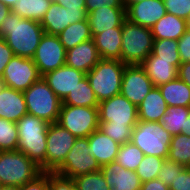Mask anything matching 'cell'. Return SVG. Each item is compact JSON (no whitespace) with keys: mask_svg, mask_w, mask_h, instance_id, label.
<instances>
[{"mask_svg":"<svg viewBox=\"0 0 190 190\" xmlns=\"http://www.w3.org/2000/svg\"><path fill=\"white\" fill-rule=\"evenodd\" d=\"M40 22L21 18L12 11L0 25V37L13 50L15 56L33 58L44 35Z\"/></svg>","mask_w":190,"mask_h":190,"instance_id":"1","label":"cell"},{"mask_svg":"<svg viewBox=\"0 0 190 190\" xmlns=\"http://www.w3.org/2000/svg\"><path fill=\"white\" fill-rule=\"evenodd\" d=\"M19 141L17 150L46 172L47 131L49 123L30 114L16 122Z\"/></svg>","mask_w":190,"mask_h":190,"instance_id":"2","label":"cell"},{"mask_svg":"<svg viewBox=\"0 0 190 190\" xmlns=\"http://www.w3.org/2000/svg\"><path fill=\"white\" fill-rule=\"evenodd\" d=\"M153 42L151 28L125 19L122 23L120 61L126 65H140L152 53Z\"/></svg>","mask_w":190,"mask_h":190,"instance_id":"3","label":"cell"},{"mask_svg":"<svg viewBox=\"0 0 190 190\" xmlns=\"http://www.w3.org/2000/svg\"><path fill=\"white\" fill-rule=\"evenodd\" d=\"M125 66L118 59H100L86 74L99 102L121 93Z\"/></svg>","mask_w":190,"mask_h":190,"instance_id":"4","label":"cell"},{"mask_svg":"<svg viewBox=\"0 0 190 190\" xmlns=\"http://www.w3.org/2000/svg\"><path fill=\"white\" fill-rule=\"evenodd\" d=\"M43 173L41 167L24 153L0 151V182L2 185L20 187Z\"/></svg>","mask_w":190,"mask_h":190,"instance_id":"5","label":"cell"},{"mask_svg":"<svg viewBox=\"0 0 190 190\" xmlns=\"http://www.w3.org/2000/svg\"><path fill=\"white\" fill-rule=\"evenodd\" d=\"M27 112L49 124L57 123L62 100L41 77L23 92Z\"/></svg>","mask_w":190,"mask_h":190,"instance_id":"6","label":"cell"},{"mask_svg":"<svg viewBox=\"0 0 190 190\" xmlns=\"http://www.w3.org/2000/svg\"><path fill=\"white\" fill-rule=\"evenodd\" d=\"M171 134L160 122L138 121L132 130L131 143L146 156L168 158Z\"/></svg>","mask_w":190,"mask_h":190,"instance_id":"7","label":"cell"},{"mask_svg":"<svg viewBox=\"0 0 190 190\" xmlns=\"http://www.w3.org/2000/svg\"><path fill=\"white\" fill-rule=\"evenodd\" d=\"M57 123L76 138L89 137L99 129L98 107L62 104Z\"/></svg>","mask_w":190,"mask_h":190,"instance_id":"8","label":"cell"},{"mask_svg":"<svg viewBox=\"0 0 190 190\" xmlns=\"http://www.w3.org/2000/svg\"><path fill=\"white\" fill-rule=\"evenodd\" d=\"M88 137L77 138L64 162L54 171L62 176H77L100 171L101 166L89 153Z\"/></svg>","mask_w":190,"mask_h":190,"instance_id":"9","label":"cell"},{"mask_svg":"<svg viewBox=\"0 0 190 190\" xmlns=\"http://www.w3.org/2000/svg\"><path fill=\"white\" fill-rule=\"evenodd\" d=\"M99 124H124L136 126L138 123L137 106L121 93L99 102Z\"/></svg>","mask_w":190,"mask_h":190,"instance_id":"10","label":"cell"},{"mask_svg":"<svg viewBox=\"0 0 190 190\" xmlns=\"http://www.w3.org/2000/svg\"><path fill=\"white\" fill-rule=\"evenodd\" d=\"M40 75L33 59L13 56L0 78L1 84L17 91H26Z\"/></svg>","mask_w":190,"mask_h":190,"instance_id":"11","label":"cell"},{"mask_svg":"<svg viewBox=\"0 0 190 190\" xmlns=\"http://www.w3.org/2000/svg\"><path fill=\"white\" fill-rule=\"evenodd\" d=\"M76 139L58 123L49 124L46 138V172H54L64 162Z\"/></svg>","mask_w":190,"mask_h":190,"instance_id":"12","label":"cell"},{"mask_svg":"<svg viewBox=\"0 0 190 190\" xmlns=\"http://www.w3.org/2000/svg\"><path fill=\"white\" fill-rule=\"evenodd\" d=\"M32 59L43 76L65 65L66 49L58 36L44 33Z\"/></svg>","mask_w":190,"mask_h":190,"instance_id":"13","label":"cell"},{"mask_svg":"<svg viewBox=\"0 0 190 190\" xmlns=\"http://www.w3.org/2000/svg\"><path fill=\"white\" fill-rule=\"evenodd\" d=\"M154 84L140 65H126L123 72L121 94L138 106Z\"/></svg>","mask_w":190,"mask_h":190,"instance_id":"14","label":"cell"},{"mask_svg":"<svg viewBox=\"0 0 190 190\" xmlns=\"http://www.w3.org/2000/svg\"><path fill=\"white\" fill-rule=\"evenodd\" d=\"M86 10H72L52 2L40 21L46 34L58 36L68 25L87 19Z\"/></svg>","mask_w":190,"mask_h":190,"instance_id":"15","label":"cell"},{"mask_svg":"<svg viewBox=\"0 0 190 190\" xmlns=\"http://www.w3.org/2000/svg\"><path fill=\"white\" fill-rule=\"evenodd\" d=\"M48 86L63 101L82 79L86 73L76 70L68 65H63L54 71H50L42 76Z\"/></svg>","mask_w":190,"mask_h":190,"instance_id":"16","label":"cell"},{"mask_svg":"<svg viewBox=\"0 0 190 190\" xmlns=\"http://www.w3.org/2000/svg\"><path fill=\"white\" fill-rule=\"evenodd\" d=\"M167 13L163 0H143L126 10V19L143 27L151 28Z\"/></svg>","mask_w":190,"mask_h":190,"instance_id":"17","label":"cell"},{"mask_svg":"<svg viewBox=\"0 0 190 190\" xmlns=\"http://www.w3.org/2000/svg\"><path fill=\"white\" fill-rule=\"evenodd\" d=\"M100 172L109 185V190H140L142 182L135 171L123 168L116 161L102 165Z\"/></svg>","mask_w":190,"mask_h":190,"instance_id":"18","label":"cell"},{"mask_svg":"<svg viewBox=\"0 0 190 190\" xmlns=\"http://www.w3.org/2000/svg\"><path fill=\"white\" fill-rule=\"evenodd\" d=\"M126 19L125 7H102L87 14V21L92 35H97L111 28L122 27Z\"/></svg>","mask_w":190,"mask_h":190,"instance_id":"19","label":"cell"},{"mask_svg":"<svg viewBox=\"0 0 190 190\" xmlns=\"http://www.w3.org/2000/svg\"><path fill=\"white\" fill-rule=\"evenodd\" d=\"M100 59L97 47L90 39L67 50L65 64L87 74Z\"/></svg>","mask_w":190,"mask_h":190,"instance_id":"20","label":"cell"},{"mask_svg":"<svg viewBox=\"0 0 190 190\" xmlns=\"http://www.w3.org/2000/svg\"><path fill=\"white\" fill-rule=\"evenodd\" d=\"M28 114L23 92L0 85V118L18 122Z\"/></svg>","mask_w":190,"mask_h":190,"instance_id":"21","label":"cell"},{"mask_svg":"<svg viewBox=\"0 0 190 190\" xmlns=\"http://www.w3.org/2000/svg\"><path fill=\"white\" fill-rule=\"evenodd\" d=\"M90 155H92L100 166L116 160L120 144L102 133L95 130L89 137Z\"/></svg>","mask_w":190,"mask_h":190,"instance_id":"22","label":"cell"},{"mask_svg":"<svg viewBox=\"0 0 190 190\" xmlns=\"http://www.w3.org/2000/svg\"><path fill=\"white\" fill-rule=\"evenodd\" d=\"M154 86L168 83L177 78L178 68L172 61L158 60L152 53L140 64Z\"/></svg>","mask_w":190,"mask_h":190,"instance_id":"23","label":"cell"},{"mask_svg":"<svg viewBox=\"0 0 190 190\" xmlns=\"http://www.w3.org/2000/svg\"><path fill=\"white\" fill-rule=\"evenodd\" d=\"M167 103L161 91L154 86L145 96L144 100L137 106L138 120L146 122H160L162 116L167 111Z\"/></svg>","mask_w":190,"mask_h":190,"instance_id":"24","label":"cell"},{"mask_svg":"<svg viewBox=\"0 0 190 190\" xmlns=\"http://www.w3.org/2000/svg\"><path fill=\"white\" fill-rule=\"evenodd\" d=\"M92 40L97 47L101 59L120 60L122 44V27L111 28L100 34L92 35Z\"/></svg>","mask_w":190,"mask_h":190,"instance_id":"25","label":"cell"},{"mask_svg":"<svg viewBox=\"0 0 190 190\" xmlns=\"http://www.w3.org/2000/svg\"><path fill=\"white\" fill-rule=\"evenodd\" d=\"M187 30V21L166 13L152 27L154 40L172 39L178 41Z\"/></svg>","mask_w":190,"mask_h":190,"instance_id":"26","label":"cell"},{"mask_svg":"<svg viewBox=\"0 0 190 190\" xmlns=\"http://www.w3.org/2000/svg\"><path fill=\"white\" fill-rule=\"evenodd\" d=\"M167 106L190 107V87L178 77L158 86Z\"/></svg>","mask_w":190,"mask_h":190,"instance_id":"27","label":"cell"},{"mask_svg":"<svg viewBox=\"0 0 190 190\" xmlns=\"http://www.w3.org/2000/svg\"><path fill=\"white\" fill-rule=\"evenodd\" d=\"M60 42L66 51L81 42L92 39L91 28L87 19L68 25L59 35Z\"/></svg>","mask_w":190,"mask_h":190,"instance_id":"28","label":"cell"},{"mask_svg":"<svg viewBox=\"0 0 190 190\" xmlns=\"http://www.w3.org/2000/svg\"><path fill=\"white\" fill-rule=\"evenodd\" d=\"M62 104L85 107H98L99 101L90 86L87 76L62 101Z\"/></svg>","mask_w":190,"mask_h":190,"instance_id":"29","label":"cell"},{"mask_svg":"<svg viewBox=\"0 0 190 190\" xmlns=\"http://www.w3.org/2000/svg\"><path fill=\"white\" fill-rule=\"evenodd\" d=\"M190 116V107L171 106L167 108L160 123L171 136L184 133L186 131V120Z\"/></svg>","mask_w":190,"mask_h":190,"instance_id":"30","label":"cell"},{"mask_svg":"<svg viewBox=\"0 0 190 190\" xmlns=\"http://www.w3.org/2000/svg\"><path fill=\"white\" fill-rule=\"evenodd\" d=\"M51 3L52 0H19L11 10L21 18L40 22Z\"/></svg>","mask_w":190,"mask_h":190,"instance_id":"31","label":"cell"},{"mask_svg":"<svg viewBox=\"0 0 190 190\" xmlns=\"http://www.w3.org/2000/svg\"><path fill=\"white\" fill-rule=\"evenodd\" d=\"M168 159L190 168V136L180 133L171 138Z\"/></svg>","mask_w":190,"mask_h":190,"instance_id":"32","label":"cell"},{"mask_svg":"<svg viewBox=\"0 0 190 190\" xmlns=\"http://www.w3.org/2000/svg\"><path fill=\"white\" fill-rule=\"evenodd\" d=\"M152 54L157 56L158 60L172 61V65L177 68L182 63L178 52V42L176 40H154Z\"/></svg>","mask_w":190,"mask_h":190,"instance_id":"33","label":"cell"},{"mask_svg":"<svg viewBox=\"0 0 190 190\" xmlns=\"http://www.w3.org/2000/svg\"><path fill=\"white\" fill-rule=\"evenodd\" d=\"M144 156V153L136 145L127 142L120 145L115 161L127 170L136 171Z\"/></svg>","mask_w":190,"mask_h":190,"instance_id":"34","label":"cell"},{"mask_svg":"<svg viewBox=\"0 0 190 190\" xmlns=\"http://www.w3.org/2000/svg\"><path fill=\"white\" fill-rule=\"evenodd\" d=\"M18 141L16 122L0 118V151H16Z\"/></svg>","mask_w":190,"mask_h":190,"instance_id":"35","label":"cell"},{"mask_svg":"<svg viewBox=\"0 0 190 190\" xmlns=\"http://www.w3.org/2000/svg\"><path fill=\"white\" fill-rule=\"evenodd\" d=\"M164 160L165 159L157 156L145 155L135 171L141 182L143 183L152 179H157Z\"/></svg>","mask_w":190,"mask_h":190,"instance_id":"36","label":"cell"},{"mask_svg":"<svg viewBox=\"0 0 190 190\" xmlns=\"http://www.w3.org/2000/svg\"><path fill=\"white\" fill-rule=\"evenodd\" d=\"M78 190H109V185L100 171L73 178Z\"/></svg>","mask_w":190,"mask_h":190,"instance_id":"37","label":"cell"},{"mask_svg":"<svg viewBox=\"0 0 190 190\" xmlns=\"http://www.w3.org/2000/svg\"><path fill=\"white\" fill-rule=\"evenodd\" d=\"M134 127L124 124H99V130L120 145L131 141Z\"/></svg>","mask_w":190,"mask_h":190,"instance_id":"38","label":"cell"},{"mask_svg":"<svg viewBox=\"0 0 190 190\" xmlns=\"http://www.w3.org/2000/svg\"><path fill=\"white\" fill-rule=\"evenodd\" d=\"M186 167L169 160L168 158L164 160L161 166V170L158 175V179L166 184L168 187L173 183L177 175L185 169Z\"/></svg>","mask_w":190,"mask_h":190,"instance_id":"39","label":"cell"},{"mask_svg":"<svg viewBox=\"0 0 190 190\" xmlns=\"http://www.w3.org/2000/svg\"><path fill=\"white\" fill-rule=\"evenodd\" d=\"M167 13L184 20L190 16V0H163Z\"/></svg>","mask_w":190,"mask_h":190,"instance_id":"40","label":"cell"},{"mask_svg":"<svg viewBox=\"0 0 190 190\" xmlns=\"http://www.w3.org/2000/svg\"><path fill=\"white\" fill-rule=\"evenodd\" d=\"M49 190H78L73 178L62 176L56 172H48Z\"/></svg>","mask_w":190,"mask_h":190,"instance_id":"41","label":"cell"},{"mask_svg":"<svg viewBox=\"0 0 190 190\" xmlns=\"http://www.w3.org/2000/svg\"><path fill=\"white\" fill-rule=\"evenodd\" d=\"M19 190H49L48 172H43L36 179L20 186Z\"/></svg>","mask_w":190,"mask_h":190,"instance_id":"42","label":"cell"},{"mask_svg":"<svg viewBox=\"0 0 190 190\" xmlns=\"http://www.w3.org/2000/svg\"><path fill=\"white\" fill-rule=\"evenodd\" d=\"M170 190H190V168H185L169 186Z\"/></svg>","mask_w":190,"mask_h":190,"instance_id":"43","label":"cell"},{"mask_svg":"<svg viewBox=\"0 0 190 190\" xmlns=\"http://www.w3.org/2000/svg\"><path fill=\"white\" fill-rule=\"evenodd\" d=\"M177 42L181 62H190V31L187 29L185 34Z\"/></svg>","mask_w":190,"mask_h":190,"instance_id":"44","label":"cell"},{"mask_svg":"<svg viewBox=\"0 0 190 190\" xmlns=\"http://www.w3.org/2000/svg\"><path fill=\"white\" fill-rule=\"evenodd\" d=\"M13 56V50L7 45L5 39L0 37V78Z\"/></svg>","mask_w":190,"mask_h":190,"instance_id":"45","label":"cell"},{"mask_svg":"<svg viewBox=\"0 0 190 190\" xmlns=\"http://www.w3.org/2000/svg\"><path fill=\"white\" fill-rule=\"evenodd\" d=\"M124 7L122 0H86V11H91L102 7Z\"/></svg>","mask_w":190,"mask_h":190,"instance_id":"46","label":"cell"},{"mask_svg":"<svg viewBox=\"0 0 190 190\" xmlns=\"http://www.w3.org/2000/svg\"><path fill=\"white\" fill-rule=\"evenodd\" d=\"M52 2L72 10H86V0H52Z\"/></svg>","mask_w":190,"mask_h":190,"instance_id":"47","label":"cell"},{"mask_svg":"<svg viewBox=\"0 0 190 190\" xmlns=\"http://www.w3.org/2000/svg\"><path fill=\"white\" fill-rule=\"evenodd\" d=\"M140 190H170L169 187L162 181L157 179H152L142 183Z\"/></svg>","mask_w":190,"mask_h":190,"instance_id":"48","label":"cell"},{"mask_svg":"<svg viewBox=\"0 0 190 190\" xmlns=\"http://www.w3.org/2000/svg\"><path fill=\"white\" fill-rule=\"evenodd\" d=\"M177 77L190 87V62L180 64L177 71Z\"/></svg>","mask_w":190,"mask_h":190,"instance_id":"49","label":"cell"},{"mask_svg":"<svg viewBox=\"0 0 190 190\" xmlns=\"http://www.w3.org/2000/svg\"><path fill=\"white\" fill-rule=\"evenodd\" d=\"M11 8L0 2V25L2 20L11 12Z\"/></svg>","mask_w":190,"mask_h":190,"instance_id":"50","label":"cell"},{"mask_svg":"<svg viewBox=\"0 0 190 190\" xmlns=\"http://www.w3.org/2000/svg\"><path fill=\"white\" fill-rule=\"evenodd\" d=\"M143 0H122V4L125 7V10H127L131 5L135 3H140Z\"/></svg>","mask_w":190,"mask_h":190,"instance_id":"51","label":"cell"},{"mask_svg":"<svg viewBox=\"0 0 190 190\" xmlns=\"http://www.w3.org/2000/svg\"><path fill=\"white\" fill-rule=\"evenodd\" d=\"M19 0H0V2H2L4 5L10 7L12 9V7L18 2Z\"/></svg>","mask_w":190,"mask_h":190,"instance_id":"52","label":"cell"},{"mask_svg":"<svg viewBox=\"0 0 190 190\" xmlns=\"http://www.w3.org/2000/svg\"><path fill=\"white\" fill-rule=\"evenodd\" d=\"M183 134H187V135L190 136V116L187 117V120H186V131Z\"/></svg>","mask_w":190,"mask_h":190,"instance_id":"53","label":"cell"},{"mask_svg":"<svg viewBox=\"0 0 190 190\" xmlns=\"http://www.w3.org/2000/svg\"><path fill=\"white\" fill-rule=\"evenodd\" d=\"M0 190H19V187L3 185Z\"/></svg>","mask_w":190,"mask_h":190,"instance_id":"54","label":"cell"},{"mask_svg":"<svg viewBox=\"0 0 190 190\" xmlns=\"http://www.w3.org/2000/svg\"><path fill=\"white\" fill-rule=\"evenodd\" d=\"M187 29L190 31V16H189V18L187 20Z\"/></svg>","mask_w":190,"mask_h":190,"instance_id":"55","label":"cell"}]
</instances>
